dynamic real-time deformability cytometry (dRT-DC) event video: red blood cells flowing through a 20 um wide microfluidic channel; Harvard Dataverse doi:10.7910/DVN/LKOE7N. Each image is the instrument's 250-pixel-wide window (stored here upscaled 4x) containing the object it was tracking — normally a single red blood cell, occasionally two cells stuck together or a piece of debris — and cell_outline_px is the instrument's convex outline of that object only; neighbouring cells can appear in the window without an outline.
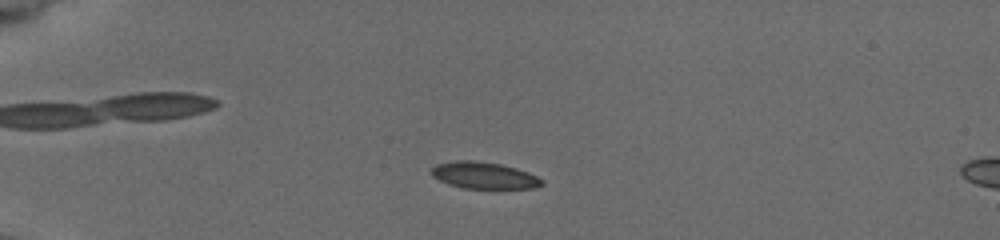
{"species": "common noctule bat (a hibernating species)", "species_latin": "Nyctalus noctula", "temperature_condition": "cold", "stored_images_in_passage": 16, "camera_frame_rate_fps": 3000, "um_per_image_px": 0.085, "animal": {"sex": "female", "body_mass_g": 19.5, "forearm_length_mm": 54.1}, "frame": {"image": 1, "passage_image": 12, "time_ms": 3.667, "image_size_px": [1000, 240], "cell_outline_px": [[544, 184], [536, 188], [464, 188], [448, 184], [432, 176], [428, 172], [436, 164], [456, 160], [476, 160], [500, 164], [516, 168], [528, 172], [544, 180]], "centroid_in_image_um": [41.12, 14.9], "position_along_channel_um": 43.9, "area_um2": 17.28}}